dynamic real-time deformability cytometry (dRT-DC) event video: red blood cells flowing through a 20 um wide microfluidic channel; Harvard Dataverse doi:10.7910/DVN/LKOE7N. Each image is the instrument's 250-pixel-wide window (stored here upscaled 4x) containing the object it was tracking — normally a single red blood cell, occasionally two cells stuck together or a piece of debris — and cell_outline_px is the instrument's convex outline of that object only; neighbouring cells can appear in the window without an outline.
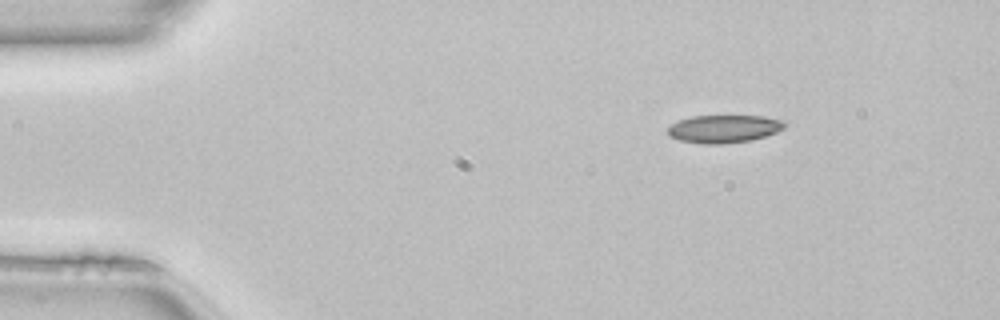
{"species": "common noctule bat (a hibernating species)", "species_latin": "Nyctalus noctula", "temperature_condition": "room temperature", "stored_images_in_passage": 43, "camera_frame_rate_fps": 3000, "um_per_image_px": 0.085, "animal": {"sex": "female", "body_mass_g": 22.7, "forearm_length_mm": 54.2}, "frame": {"image": 1, "passage_image": 1, "time_ms": 0.0, "image_size_px": [1000, 320], "cell_outline_px": [[788, 124], [784, 128], [776, 132], [752, 140], [720, 144], [704, 144], [680, 140], [668, 136], [668, 128], [672, 124], [680, 120], [692, 116], [764, 116], [784, 120]], "centroid_in_image_um": [61.56, 10.94], "position_along_channel_um": 23.4, "area_um2": 18.96}}
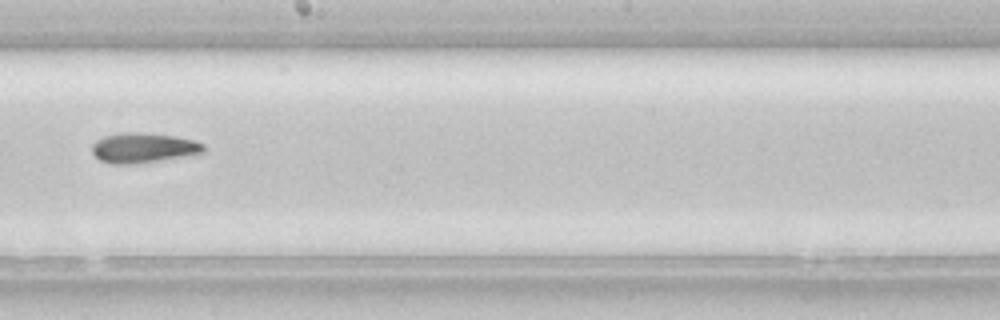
{"frame": {"image": 2, "passage_image": 22, "time_ms": 7.0, "image_size_px": [1000, 320], "cell_outline_px": [[204, 152], [184, 156], [132, 164], [108, 164], [100, 160], [92, 152], [92, 144], [96, 140], [104, 136], [124, 132], [136, 132], [176, 136], [196, 140], [204, 144]], "centroid_in_image_um": [12.16, 12.56], "position_along_channel_um": 236.0, "area_um2": 19.42}}
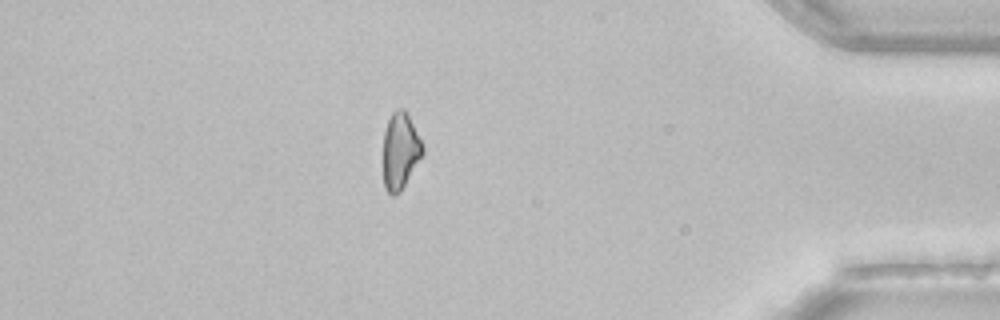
{"frame": {"image": 3, "passage_image": 37, "time_ms": 12.0, "image_size_px": [1000, 320], "cell_outline_px": [[424, 152], [400, 192], [392, 196], [384, 188], [384, 132], [388, 120], [392, 112], [396, 108], [404, 108], [424, 148]], "centroid_in_image_um": [34.01, 12.83], "position_along_channel_um": 401.2, "area_um2": 17.22}, "authors_computed_cell_mechanics": {"area_um2": 19.074, "velocity_mm_per_s": 4.137, "shape_relaxation_time_tau1_ms": 11.3376, "shape_relaxation_time_tau2_ms": null, "deformation_change_tau1": 0.2122, "deformation_change_tau2": null}}